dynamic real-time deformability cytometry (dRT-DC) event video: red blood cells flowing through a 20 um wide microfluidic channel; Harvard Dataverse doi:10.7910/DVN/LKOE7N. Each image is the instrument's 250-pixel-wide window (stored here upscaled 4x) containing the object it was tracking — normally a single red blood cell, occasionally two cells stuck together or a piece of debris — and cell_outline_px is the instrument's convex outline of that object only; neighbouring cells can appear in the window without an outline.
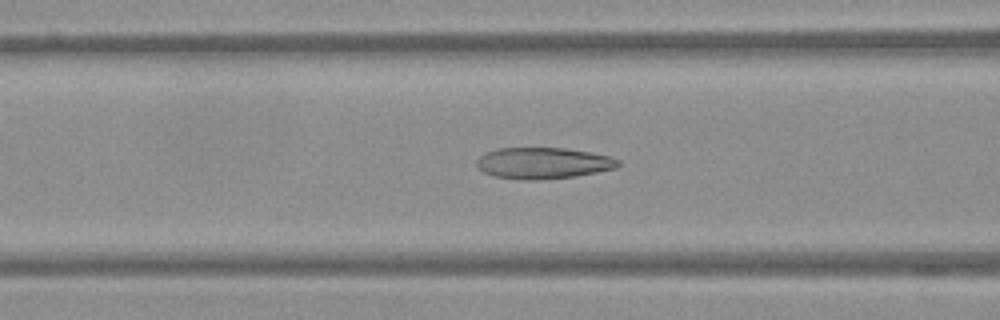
{"species": "Egyptian fruit bat (a non-hibernating species)", "species_latin": "Rousettus aegyptiacus", "temperature_condition": "warm", "stored_images_in_passage": 37, "camera_frame_rate_fps": 3000, "um_per_image_px": 0.085, "frame": {"image": 1, "passage_image": 5, "time_ms": 1.333, "image_size_px": [1000, 320], "cell_outline_px": [[620, 164], [616, 168], [576, 176], [492, 176], [484, 172], [476, 164], [476, 160], [480, 156], [496, 148], [564, 148], [592, 152], [608, 156], [620, 160]], "centroid_in_image_um": [46.22, 13.79], "position_along_channel_um": 120.4, "area_um2": 24.39}}
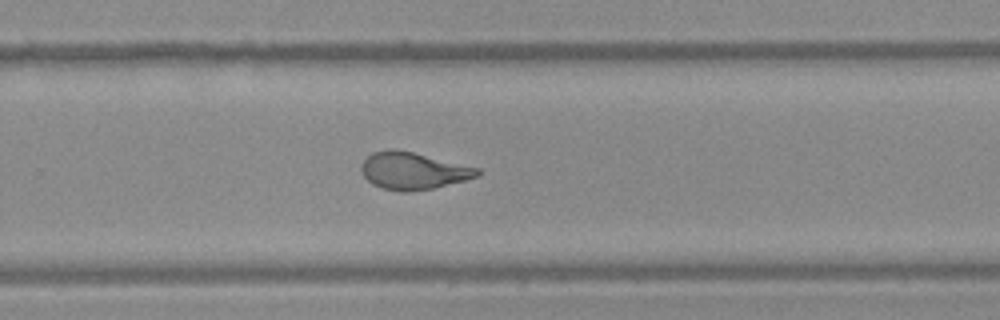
{"frame": {"image": 2, "passage_image": 19, "time_ms": 6.0, "image_size_px": [1000, 320], "cell_outline_px": [[480, 176], [432, 188], [408, 192], [400, 192], [380, 188], [372, 184], [360, 172], [360, 164], [372, 152], [388, 148], [392, 148], [412, 152], [480, 168]], "centroid_in_image_um": [35.07, 14.52], "position_along_channel_um": 294.7, "area_um2": 25.2}}
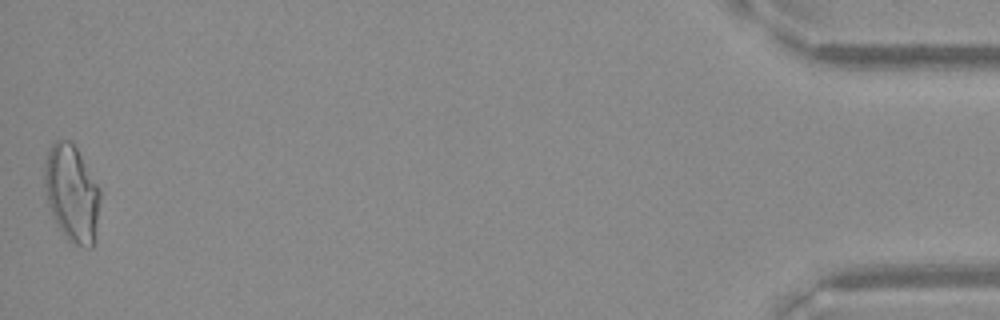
{"frame": {"image": 3, "passage_image": 37, "time_ms": 12.0, "image_size_px": [1000, 320], "cell_outline_px": [[100, 200], [96, 240], [92, 248], [84, 248], [68, 240], [52, 216], [48, 204], [44, 184], [44, 168], [48, 152], [52, 144], [56, 140], [68, 140], [76, 148], [100, 188]], "centroid_in_image_um": [6.12, 16.48], "position_along_channel_um": 429.1, "area_um2": 31.39}}